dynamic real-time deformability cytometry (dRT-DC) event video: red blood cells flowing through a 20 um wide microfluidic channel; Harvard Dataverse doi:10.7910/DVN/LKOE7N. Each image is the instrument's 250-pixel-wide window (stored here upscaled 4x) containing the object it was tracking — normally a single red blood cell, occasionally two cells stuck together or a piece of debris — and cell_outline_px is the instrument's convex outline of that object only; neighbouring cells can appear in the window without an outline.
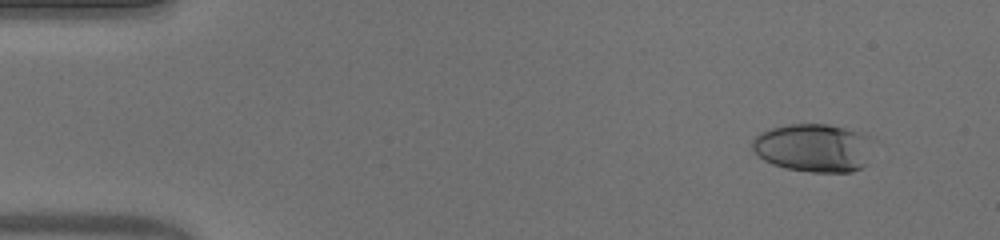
{"species": "human", "species_latin": "Homo sapiens", "temperature_condition": "warm", "stored_images_in_passage": 53, "camera_frame_rate_fps": 3000, "um_per_image_px": 0.085, "donor": {"sex": "male"}, "frame": {"image": 1, "passage_image": 5, "time_ms": 1.333, "image_size_px": [1000, 240], "cell_outline_px": [[868, 136], [864, 164], [860, 168], [852, 172], [812, 172], [788, 168], [772, 164], [764, 160], [752, 148], [752, 140], [760, 132], [772, 128], [788, 124], [828, 124], [860, 132]], "centroid_in_image_um": [69.06, 12.55], "position_along_channel_um": 15.9, "area_um2": 33.18}}
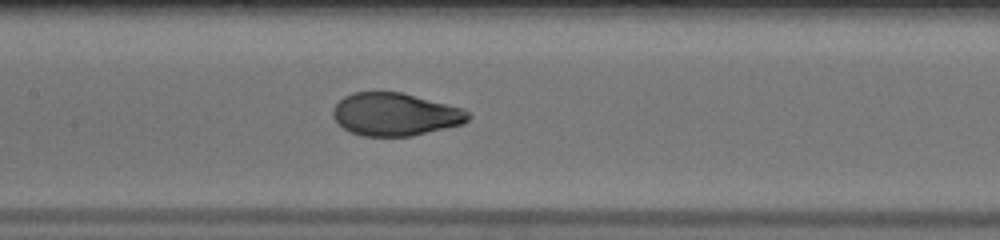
{"frame": {"image": 2, "passage_image": 26, "time_ms": 8.333, "image_size_px": [1000, 240], "cell_outline_px": [[472, 116], [464, 124], [412, 136], [364, 136], [352, 132], [344, 128], [332, 116], [332, 108], [344, 96], [352, 92], [400, 92], [464, 108]], "centroid_in_image_um": [33.61, 9.72], "position_along_channel_um": 173.8, "area_um2": 33.76}}
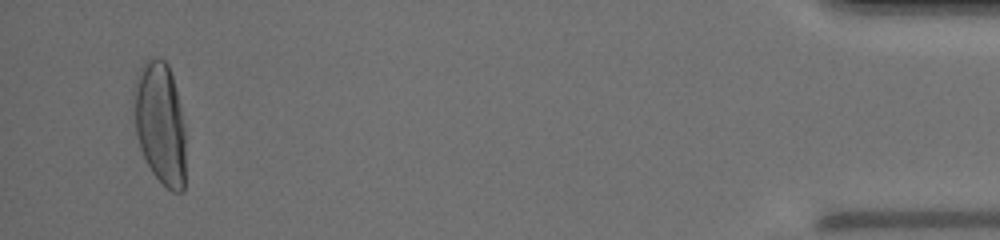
{"frame": {"image": 3, "passage_image": 51, "time_ms": 16.667, "image_size_px": [1000, 240], "cell_outline_px": [[184, 192], [172, 192], [152, 172], [140, 148], [136, 132], [132, 104], [132, 88], [136, 76], [144, 60], [164, 60], [168, 64], [172, 76], [184, 124]], "centroid_in_image_um": [13.58, 10.46], "position_along_channel_um": 421.6, "area_um2": 36.82}, "authors_computed_cell_mechanics": {"area_um2": 34.391, "velocity_mm_per_s": 3.9283, "shape_relaxation_time_tau1_ms": 6.7164, "shape_relaxation_time_tau2_ms": null, "deformation_change_tau1": 0.3086, "deformation_change_tau2": null}}